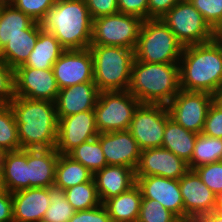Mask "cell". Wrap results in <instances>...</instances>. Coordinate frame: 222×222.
<instances>
[{
  "mask_svg": "<svg viewBox=\"0 0 222 222\" xmlns=\"http://www.w3.org/2000/svg\"><path fill=\"white\" fill-rule=\"evenodd\" d=\"M14 97V70L0 58V104H9Z\"/></svg>",
  "mask_w": 222,
  "mask_h": 222,
  "instance_id": "f35d334b",
  "label": "cell"
},
{
  "mask_svg": "<svg viewBox=\"0 0 222 222\" xmlns=\"http://www.w3.org/2000/svg\"><path fill=\"white\" fill-rule=\"evenodd\" d=\"M169 118L166 105L140 104L128 130L141 150L161 147L166 121Z\"/></svg>",
  "mask_w": 222,
  "mask_h": 222,
  "instance_id": "30bf717a",
  "label": "cell"
},
{
  "mask_svg": "<svg viewBox=\"0 0 222 222\" xmlns=\"http://www.w3.org/2000/svg\"><path fill=\"white\" fill-rule=\"evenodd\" d=\"M142 198L156 200L178 218L184 220V203L179 180L161 176L135 177Z\"/></svg>",
  "mask_w": 222,
  "mask_h": 222,
  "instance_id": "ac0fdd59",
  "label": "cell"
},
{
  "mask_svg": "<svg viewBox=\"0 0 222 222\" xmlns=\"http://www.w3.org/2000/svg\"><path fill=\"white\" fill-rule=\"evenodd\" d=\"M143 19L116 13L93 20L91 45H109L135 50Z\"/></svg>",
  "mask_w": 222,
  "mask_h": 222,
  "instance_id": "9c48e42d",
  "label": "cell"
},
{
  "mask_svg": "<svg viewBox=\"0 0 222 222\" xmlns=\"http://www.w3.org/2000/svg\"><path fill=\"white\" fill-rule=\"evenodd\" d=\"M52 69L59 90L76 84L94 82L93 58L89 48L65 50Z\"/></svg>",
  "mask_w": 222,
  "mask_h": 222,
  "instance_id": "5bb4252c",
  "label": "cell"
},
{
  "mask_svg": "<svg viewBox=\"0 0 222 222\" xmlns=\"http://www.w3.org/2000/svg\"><path fill=\"white\" fill-rule=\"evenodd\" d=\"M179 63H146L134 59L128 91L141 104L168 105L180 91Z\"/></svg>",
  "mask_w": 222,
  "mask_h": 222,
  "instance_id": "277c9868",
  "label": "cell"
},
{
  "mask_svg": "<svg viewBox=\"0 0 222 222\" xmlns=\"http://www.w3.org/2000/svg\"><path fill=\"white\" fill-rule=\"evenodd\" d=\"M179 187L184 203V221L186 222H194L201 215L222 206V202L202 182L194 170H188L179 179Z\"/></svg>",
  "mask_w": 222,
  "mask_h": 222,
  "instance_id": "7c38bea8",
  "label": "cell"
},
{
  "mask_svg": "<svg viewBox=\"0 0 222 222\" xmlns=\"http://www.w3.org/2000/svg\"><path fill=\"white\" fill-rule=\"evenodd\" d=\"M189 169L188 163L163 147L141 150L135 177L161 176L179 180Z\"/></svg>",
  "mask_w": 222,
  "mask_h": 222,
  "instance_id": "2e32d148",
  "label": "cell"
},
{
  "mask_svg": "<svg viewBox=\"0 0 222 222\" xmlns=\"http://www.w3.org/2000/svg\"><path fill=\"white\" fill-rule=\"evenodd\" d=\"M64 51L65 49L55 36L48 31H44L39 23V37L36 44L26 63L20 67L52 69L53 64Z\"/></svg>",
  "mask_w": 222,
  "mask_h": 222,
  "instance_id": "cb8c5ba5",
  "label": "cell"
},
{
  "mask_svg": "<svg viewBox=\"0 0 222 222\" xmlns=\"http://www.w3.org/2000/svg\"><path fill=\"white\" fill-rule=\"evenodd\" d=\"M215 30L222 22V0H189Z\"/></svg>",
  "mask_w": 222,
  "mask_h": 222,
  "instance_id": "74e56055",
  "label": "cell"
},
{
  "mask_svg": "<svg viewBox=\"0 0 222 222\" xmlns=\"http://www.w3.org/2000/svg\"><path fill=\"white\" fill-rule=\"evenodd\" d=\"M214 38L222 41V22L220 25L214 30Z\"/></svg>",
  "mask_w": 222,
  "mask_h": 222,
  "instance_id": "c3c4849f",
  "label": "cell"
},
{
  "mask_svg": "<svg viewBox=\"0 0 222 222\" xmlns=\"http://www.w3.org/2000/svg\"><path fill=\"white\" fill-rule=\"evenodd\" d=\"M140 104L128 90L101 91L94 108L99 133L128 130Z\"/></svg>",
  "mask_w": 222,
  "mask_h": 222,
  "instance_id": "52a82bcc",
  "label": "cell"
},
{
  "mask_svg": "<svg viewBox=\"0 0 222 222\" xmlns=\"http://www.w3.org/2000/svg\"><path fill=\"white\" fill-rule=\"evenodd\" d=\"M67 155L73 160L80 162L93 174L107 166L106 158L97 137L81 143Z\"/></svg>",
  "mask_w": 222,
  "mask_h": 222,
  "instance_id": "4dcf8cb0",
  "label": "cell"
},
{
  "mask_svg": "<svg viewBox=\"0 0 222 222\" xmlns=\"http://www.w3.org/2000/svg\"><path fill=\"white\" fill-rule=\"evenodd\" d=\"M0 222H13V201L11 192L0 194Z\"/></svg>",
  "mask_w": 222,
  "mask_h": 222,
  "instance_id": "f6af8a7d",
  "label": "cell"
},
{
  "mask_svg": "<svg viewBox=\"0 0 222 222\" xmlns=\"http://www.w3.org/2000/svg\"><path fill=\"white\" fill-rule=\"evenodd\" d=\"M92 19L119 12L117 0H84Z\"/></svg>",
  "mask_w": 222,
  "mask_h": 222,
  "instance_id": "b9f144b4",
  "label": "cell"
},
{
  "mask_svg": "<svg viewBox=\"0 0 222 222\" xmlns=\"http://www.w3.org/2000/svg\"><path fill=\"white\" fill-rule=\"evenodd\" d=\"M161 20L183 46L206 43L214 39V30L189 0L178 2Z\"/></svg>",
  "mask_w": 222,
  "mask_h": 222,
  "instance_id": "ba28073f",
  "label": "cell"
},
{
  "mask_svg": "<svg viewBox=\"0 0 222 222\" xmlns=\"http://www.w3.org/2000/svg\"><path fill=\"white\" fill-rule=\"evenodd\" d=\"M40 24L65 50H82L91 45L93 19L84 0H57Z\"/></svg>",
  "mask_w": 222,
  "mask_h": 222,
  "instance_id": "3957f363",
  "label": "cell"
},
{
  "mask_svg": "<svg viewBox=\"0 0 222 222\" xmlns=\"http://www.w3.org/2000/svg\"><path fill=\"white\" fill-rule=\"evenodd\" d=\"M202 182L222 202V161L204 164L193 169Z\"/></svg>",
  "mask_w": 222,
  "mask_h": 222,
  "instance_id": "d590c367",
  "label": "cell"
},
{
  "mask_svg": "<svg viewBox=\"0 0 222 222\" xmlns=\"http://www.w3.org/2000/svg\"><path fill=\"white\" fill-rule=\"evenodd\" d=\"M18 127L21 149H50L57 142L55 102L15 96L9 103Z\"/></svg>",
  "mask_w": 222,
  "mask_h": 222,
  "instance_id": "6da1fadb",
  "label": "cell"
},
{
  "mask_svg": "<svg viewBox=\"0 0 222 222\" xmlns=\"http://www.w3.org/2000/svg\"><path fill=\"white\" fill-rule=\"evenodd\" d=\"M15 0H0V5H10L13 4Z\"/></svg>",
  "mask_w": 222,
  "mask_h": 222,
  "instance_id": "f907efd6",
  "label": "cell"
},
{
  "mask_svg": "<svg viewBox=\"0 0 222 222\" xmlns=\"http://www.w3.org/2000/svg\"><path fill=\"white\" fill-rule=\"evenodd\" d=\"M0 161L8 192L14 193L28 189L27 150L0 153Z\"/></svg>",
  "mask_w": 222,
  "mask_h": 222,
  "instance_id": "484cf974",
  "label": "cell"
},
{
  "mask_svg": "<svg viewBox=\"0 0 222 222\" xmlns=\"http://www.w3.org/2000/svg\"><path fill=\"white\" fill-rule=\"evenodd\" d=\"M39 37V22H34L23 33L15 35L0 51V58L13 70L24 65Z\"/></svg>",
  "mask_w": 222,
  "mask_h": 222,
  "instance_id": "603a6c76",
  "label": "cell"
},
{
  "mask_svg": "<svg viewBox=\"0 0 222 222\" xmlns=\"http://www.w3.org/2000/svg\"><path fill=\"white\" fill-rule=\"evenodd\" d=\"M13 222H42L50 206L48 188H28L12 193Z\"/></svg>",
  "mask_w": 222,
  "mask_h": 222,
  "instance_id": "ffe728a7",
  "label": "cell"
},
{
  "mask_svg": "<svg viewBox=\"0 0 222 222\" xmlns=\"http://www.w3.org/2000/svg\"><path fill=\"white\" fill-rule=\"evenodd\" d=\"M94 83L101 91H126L135 59L134 50L109 45H90Z\"/></svg>",
  "mask_w": 222,
  "mask_h": 222,
  "instance_id": "5b68a950",
  "label": "cell"
},
{
  "mask_svg": "<svg viewBox=\"0 0 222 222\" xmlns=\"http://www.w3.org/2000/svg\"><path fill=\"white\" fill-rule=\"evenodd\" d=\"M194 222H222V206L210 213L201 215Z\"/></svg>",
  "mask_w": 222,
  "mask_h": 222,
  "instance_id": "bcb514c9",
  "label": "cell"
},
{
  "mask_svg": "<svg viewBox=\"0 0 222 222\" xmlns=\"http://www.w3.org/2000/svg\"><path fill=\"white\" fill-rule=\"evenodd\" d=\"M6 191H8V190H7V187H6V184H5V180H4L3 166H2V163L0 161V194L3 193V192H6Z\"/></svg>",
  "mask_w": 222,
  "mask_h": 222,
  "instance_id": "7dc6e473",
  "label": "cell"
},
{
  "mask_svg": "<svg viewBox=\"0 0 222 222\" xmlns=\"http://www.w3.org/2000/svg\"><path fill=\"white\" fill-rule=\"evenodd\" d=\"M15 96L55 102L59 93L53 69L18 67L14 70Z\"/></svg>",
  "mask_w": 222,
  "mask_h": 222,
  "instance_id": "4fadbf2b",
  "label": "cell"
},
{
  "mask_svg": "<svg viewBox=\"0 0 222 222\" xmlns=\"http://www.w3.org/2000/svg\"><path fill=\"white\" fill-rule=\"evenodd\" d=\"M214 101V95L207 92L185 91L178 94L167 105L170 118L196 134L202 133L208 109Z\"/></svg>",
  "mask_w": 222,
  "mask_h": 222,
  "instance_id": "8fae6325",
  "label": "cell"
},
{
  "mask_svg": "<svg viewBox=\"0 0 222 222\" xmlns=\"http://www.w3.org/2000/svg\"><path fill=\"white\" fill-rule=\"evenodd\" d=\"M120 13L148 19V0H117Z\"/></svg>",
  "mask_w": 222,
  "mask_h": 222,
  "instance_id": "7bdbcfd3",
  "label": "cell"
},
{
  "mask_svg": "<svg viewBox=\"0 0 222 222\" xmlns=\"http://www.w3.org/2000/svg\"><path fill=\"white\" fill-rule=\"evenodd\" d=\"M64 191L68 203L75 211L89 210L102 204L94 178Z\"/></svg>",
  "mask_w": 222,
  "mask_h": 222,
  "instance_id": "1f68e13d",
  "label": "cell"
},
{
  "mask_svg": "<svg viewBox=\"0 0 222 222\" xmlns=\"http://www.w3.org/2000/svg\"><path fill=\"white\" fill-rule=\"evenodd\" d=\"M197 134L186 130L172 118L166 121L162 146L189 163L192 158Z\"/></svg>",
  "mask_w": 222,
  "mask_h": 222,
  "instance_id": "4316f807",
  "label": "cell"
},
{
  "mask_svg": "<svg viewBox=\"0 0 222 222\" xmlns=\"http://www.w3.org/2000/svg\"><path fill=\"white\" fill-rule=\"evenodd\" d=\"M35 21L17 9L13 4L0 5V51L9 39L23 33Z\"/></svg>",
  "mask_w": 222,
  "mask_h": 222,
  "instance_id": "f1b7e54d",
  "label": "cell"
},
{
  "mask_svg": "<svg viewBox=\"0 0 222 222\" xmlns=\"http://www.w3.org/2000/svg\"><path fill=\"white\" fill-rule=\"evenodd\" d=\"M69 222H112L107 209L103 204L82 211H75Z\"/></svg>",
  "mask_w": 222,
  "mask_h": 222,
  "instance_id": "60d3db41",
  "label": "cell"
},
{
  "mask_svg": "<svg viewBox=\"0 0 222 222\" xmlns=\"http://www.w3.org/2000/svg\"><path fill=\"white\" fill-rule=\"evenodd\" d=\"M93 178L102 204L136 184L135 170L127 166L107 165L96 171Z\"/></svg>",
  "mask_w": 222,
  "mask_h": 222,
  "instance_id": "44dd1931",
  "label": "cell"
},
{
  "mask_svg": "<svg viewBox=\"0 0 222 222\" xmlns=\"http://www.w3.org/2000/svg\"><path fill=\"white\" fill-rule=\"evenodd\" d=\"M97 138L107 165L127 166L136 170L141 149L129 130L99 133Z\"/></svg>",
  "mask_w": 222,
  "mask_h": 222,
  "instance_id": "e0dca14e",
  "label": "cell"
},
{
  "mask_svg": "<svg viewBox=\"0 0 222 222\" xmlns=\"http://www.w3.org/2000/svg\"><path fill=\"white\" fill-rule=\"evenodd\" d=\"M137 222H186L156 200L142 198Z\"/></svg>",
  "mask_w": 222,
  "mask_h": 222,
  "instance_id": "e575fe53",
  "label": "cell"
},
{
  "mask_svg": "<svg viewBox=\"0 0 222 222\" xmlns=\"http://www.w3.org/2000/svg\"><path fill=\"white\" fill-rule=\"evenodd\" d=\"M57 0H15L13 5L35 22H41Z\"/></svg>",
  "mask_w": 222,
  "mask_h": 222,
  "instance_id": "8d00e7d4",
  "label": "cell"
},
{
  "mask_svg": "<svg viewBox=\"0 0 222 222\" xmlns=\"http://www.w3.org/2000/svg\"><path fill=\"white\" fill-rule=\"evenodd\" d=\"M180 1L183 0H148V19H161Z\"/></svg>",
  "mask_w": 222,
  "mask_h": 222,
  "instance_id": "ee69618b",
  "label": "cell"
},
{
  "mask_svg": "<svg viewBox=\"0 0 222 222\" xmlns=\"http://www.w3.org/2000/svg\"><path fill=\"white\" fill-rule=\"evenodd\" d=\"M21 150L18 127L9 104H0V153Z\"/></svg>",
  "mask_w": 222,
  "mask_h": 222,
  "instance_id": "d6a6232c",
  "label": "cell"
},
{
  "mask_svg": "<svg viewBox=\"0 0 222 222\" xmlns=\"http://www.w3.org/2000/svg\"><path fill=\"white\" fill-rule=\"evenodd\" d=\"M58 157L56 148L27 150L28 188L54 186Z\"/></svg>",
  "mask_w": 222,
  "mask_h": 222,
  "instance_id": "7402d4cb",
  "label": "cell"
},
{
  "mask_svg": "<svg viewBox=\"0 0 222 222\" xmlns=\"http://www.w3.org/2000/svg\"><path fill=\"white\" fill-rule=\"evenodd\" d=\"M50 206L42 222H69L75 213L65 197V191L56 186L48 187Z\"/></svg>",
  "mask_w": 222,
  "mask_h": 222,
  "instance_id": "836d02e7",
  "label": "cell"
},
{
  "mask_svg": "<svg viewBox=\"0 0 222 222\" xmlns=\"http://www.w3.org/2000/svg\"><path fill=\"white\" fill-rule=\"evenodd\" d=\"M222 161V138L197 134L192 158L188 163L190 170L198 166Z\"/></svg>",
  "mask_w": 222,
  "mask_h": 222,
  "instance_id": "f546056e",
  "label": "cell"
},
{
  "mask_svg": "<svg viewBox=\"0 0 222 222\" xmlns=\"http://www.w3.org/2000/svg\"><path fill=\"white\" fill-rule=\"evenodd\" d=\"M202 133L211 137L222 138V107L215 101L208 109Z\"/></svg>",
  "mask_w": 222,
  "mask_h": 222,
  "instance_id": "ab89813d",
  "label": "cell"
},
{
  "mask_svg": "<svg viewBox=\"0 0 222 222\" xmlns=\"http://www.w3.org/2000/svg\"><path fill=\"white\" fill-rule=\"evenodd\" d=\"M142 203V194L135 184L128 191L106 200L103 205L112 222H137Z\"/></svg>",
  "mask_w": 222,
  "mask_h": 222,
  "instance_id": "d4e9b609",
  "label": "cell"
},
{
  "mask_svg": "<svg viewBox=\"0 0 222 222\" xmlns=\"http://www.w3.org/2000/svg\"><path fill=\"white\" fill-rule=\"evenodd\" d=\"M183 47L161 19H147L143 21L134 54L141 62L179 63Z\"/></svg>",
  "mask_w": 222,
  "mask_h": 222,
  "instance_id": "8992f818",
  "label": "cell"
},
{
  "mask_svg": "<svg viewBox=\"0 0 222 222\" xmlns=\"http://www.w3.org/2000/svg\"><path fill=\"white\" fill-rule=\"evenodd\" d=\"M99 93L94 82L60 89L55 101L58 120L79 112L94 110Z\"/></svg>",
  "mask_w": 222,
  "mask_h": 222,
  "instance_id": "d6986e66",
  "label": "cell"
},
{
  "mask_svg": "<svg viewBox=\"0 0 222 222\" xmlns=\"http://www.w3.org/2000/svg\"><path fill=\"white\" fill-rule=\"evenodd\" d=\"M214 101L222 107V89L214 95Z\"/></svg>",
  "mask_w": 222,
  "mask_h": 222,
  "instance_id": "681fc988",
  "label": "cell"
},
{
  "mask_svg": "<svg viewBox=\"0 0 222 222\" xmlns=\"http://www.w3.org/2000/svg\"><path fill=\"white\" fill-rule=\"evenodd\" d=\"M98 134L94 110L62 117L58 120L56 151L59 154H68L81 143L96 138Z\"/></svg>",
  "mask_w": 222,
  "mask_h": 222,
  "instance_id": "9a60e30c",
  "label": "cell"
},
{
  "mask_svg": "<svg viewBox=\"0 0 222 222\" xmlns=\"http://www.w3.org/2000/svg\"><path fill=\"white\" fill-rule=\"evenodd\" d=\"M93 173L80 162L73 160L67 154H59L55 168L54 186L66 190L78 184L88 182Z\"/></svg>",
  "mask_w": 222,
  "mask_h": 222,
  "instance_id": "83f0119b",
  "label": "cell"
},
{
  "mask_svg": "<svg viewBox=\"0 0 222 222\" xmlns=\"http://www.w3.org/2000/svg\"><path fill=\"white\" fill-rule=\"evenodd\" d=\"M179 64L180 89L212 95L222 89V41L184 46Z\"/></svg>",
  "mask_w": 222,
  "mask_h": 222,
  "instance_id": "7a4b0ae2",
  "label": "cell"
}]
</instances>
